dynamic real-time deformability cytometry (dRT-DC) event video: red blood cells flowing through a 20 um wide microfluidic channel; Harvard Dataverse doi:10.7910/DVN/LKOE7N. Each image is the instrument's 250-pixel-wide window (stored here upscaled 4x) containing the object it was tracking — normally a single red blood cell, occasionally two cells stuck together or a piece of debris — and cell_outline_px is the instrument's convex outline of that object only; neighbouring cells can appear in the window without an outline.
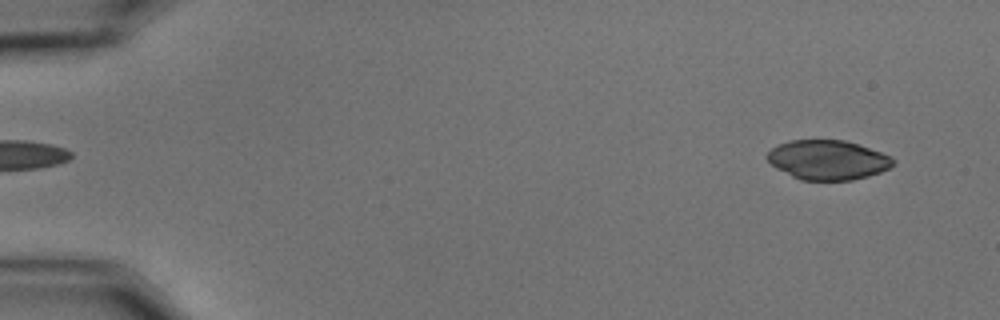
{"species": "common noctule bat (a hibernating species)", "species_latin": "Nyctalus noctula", "temperature_condition": "cold", "stored_images_in_passage": 58, "camera_frame_rate_fps": 3000, "um_per_image_px": 0.085, "animal": {"sex": "male", "body_mass_g": 15.6}, "frame": {"image": 1, "passage_image": 5, "time_ms": 1.333, "image_size_px": [1000, 320], "cell_outline_px": [[896, 160], [888, 168], [880, 172], [868, 176], [852, 180], [800, 180], [776, 168], [764, 156], [772, 148], [788, 140], [844, 140], [892, 156]], "centroid_in_image_um": [70.34, 13.59], "position_along_channel_um": 14.7, "area_um2": 28.84}}
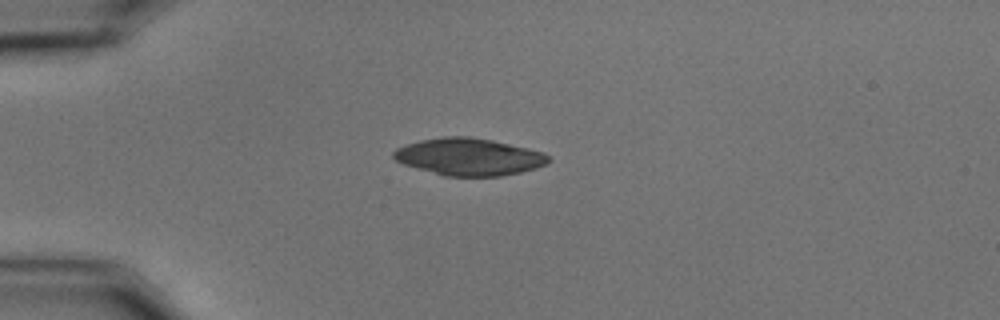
{"frame": {"image": 2, "passage_image": 16, "time_ms": 5.0, "image_size_px": [1000, 320], "cell_outline_px": [[548, 160], [544, 164], [536, 168], [520, 172], [500, 176], [444, 176], [416, 168], [404, 164], [396, 160], [392, 156], [392, 152], [396, 148], [420, 140], [444, 136], [468, 136], [492, 140], [528, 148], [544, 152], [548, 156]], "centroid_in_image_um": [39.83, 13.32], "position_along_channel_um": 45.2, "area_um2": 33.41}}